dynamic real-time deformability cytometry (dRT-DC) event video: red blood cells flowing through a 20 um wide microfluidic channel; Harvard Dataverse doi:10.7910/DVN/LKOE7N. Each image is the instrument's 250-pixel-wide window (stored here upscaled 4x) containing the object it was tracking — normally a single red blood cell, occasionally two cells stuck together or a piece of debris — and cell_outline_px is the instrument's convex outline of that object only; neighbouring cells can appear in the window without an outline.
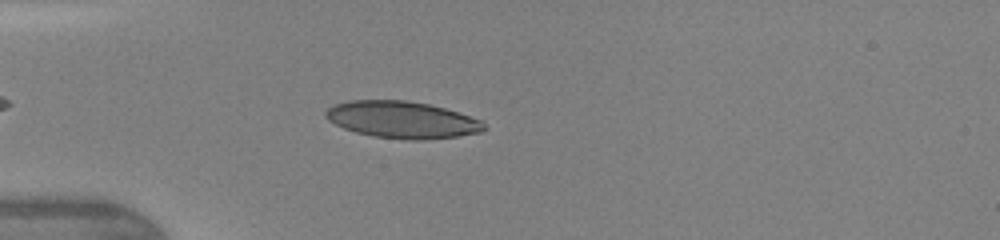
{"species": "human", "species_latin": "Homo sapiens", "temperature_condition": "warm", "stored_images_in_passage": 39, "camera_frame_rate_fps": 3000, "um_per_image_px": 0.085, "donor": {"sex": "female"}, "frame": {"image": 1, "passage_image": 6, "time_ms": 1.667, "image_size_px": [1000, 240], "cell_outline_px": [[488, 128], [480, 132], [456, 136], [424, 140], [408, 140], [372, 136], [356, 132], [344, 128], [328, 120], [324, 116], [324, 112], [332, 104], [348, 100], [404, 100], [428, 104], [444, 108], [484, 120]], "centroid_in_image_um": [34.18, 10.17], "position_along_channel_um": 50.8, "area_um2": 34.28}}
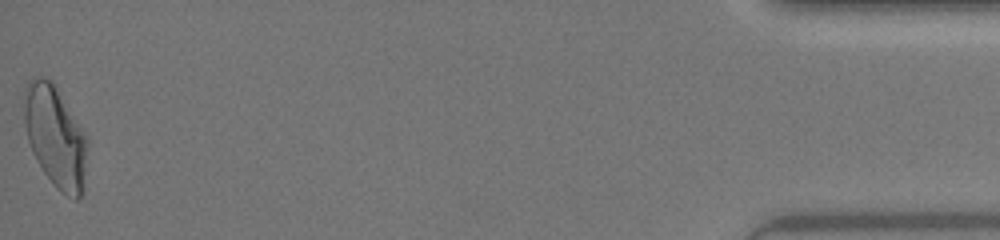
{"frame": {"image": 2, "passage_image": 39, "time_ms": 12.667, "image_size_px": [1000, 240], "cell_outline_px": [[88, 144], [80, 196], [76, 200], [60, 192], [56, 188], [44, 172], [36, 160], [32, 152], [28, 140], [24, 120], [24, 88], [28, 80], [40, 76], [52, 80], [88, 136]], "centroid_in_image_um": [4.69, 11.56], "position_along_channel_um": 430.5, "area_um2": 37.34}, "authors_computed_cell_mechanics": {"area_um2": 33.9286, "velocity_mm_per_s": 4.3712, "shape_relaxation_time_tau1_ms": 4.0156, "shape_relaxation_time_tau2_ms": 0.7861, "deformation_change_tau1": 0.189, "deformation_change_tau2": 0.0899}}